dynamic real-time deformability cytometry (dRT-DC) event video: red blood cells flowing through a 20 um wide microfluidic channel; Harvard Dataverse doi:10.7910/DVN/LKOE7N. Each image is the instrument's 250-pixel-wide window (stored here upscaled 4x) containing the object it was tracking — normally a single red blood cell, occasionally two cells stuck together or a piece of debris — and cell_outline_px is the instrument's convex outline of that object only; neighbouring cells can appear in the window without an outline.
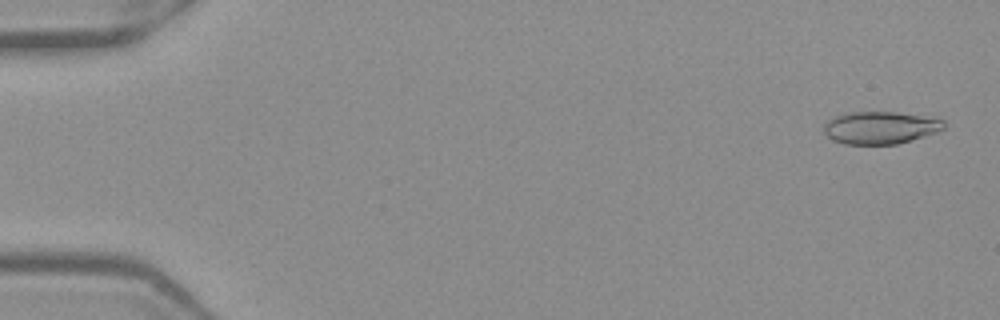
{"species": "Egyptian fruit bat (a non-hibernating species)", "species_latin": "Rousettus aegyptiacus", "temperature_condition": "warm", "stored_images_in_passage": 52, "camera_frame_rate_fps": 3000, "um_per_image_px": 0.085, "frame": {"image": 1, "passage_image": 2, "time_ms": 0.333, "image_size_px": [1000, 320], "cell_outline_px": [[944, 128], [936, 132], [912, 140], [896, 144], [844, 144], [832, 140], [824, 132], [824, 124], [832, 116], [844, 112], [896, 112], [944, 120]], "centroid_in_image_um": [74.76, 10.85], "position_along_channel_um": 10.2, "area_um2": 22.66}}
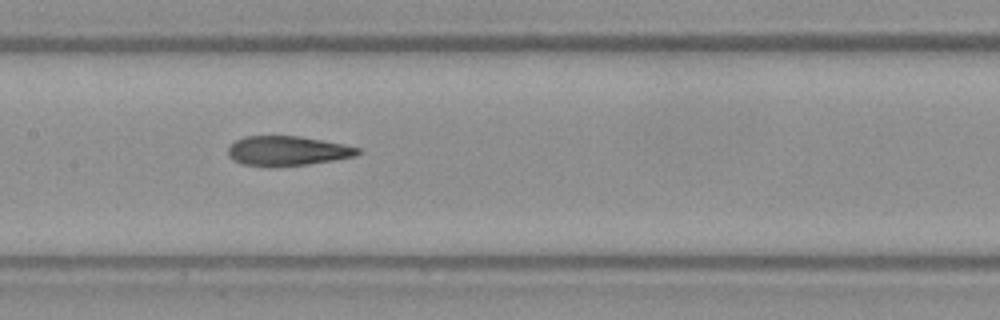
{"frame": {"image": 2, "passage_image": 26, "time_ms": 8.333, "image_size_px": [1000, 320], "cell_outline_px": [[364, 152], [356, 156], [308, 164], [268, 168], [240, 164], [232, 160], [228, 156], [228, 148], [236, 140], [244, 136], [300, 136], [344, 144], [360, 148]], "centroid_in_image_um": [24.41, 12.84], "position_along_channel_um": 183.0, "area_um2": 22.83}}
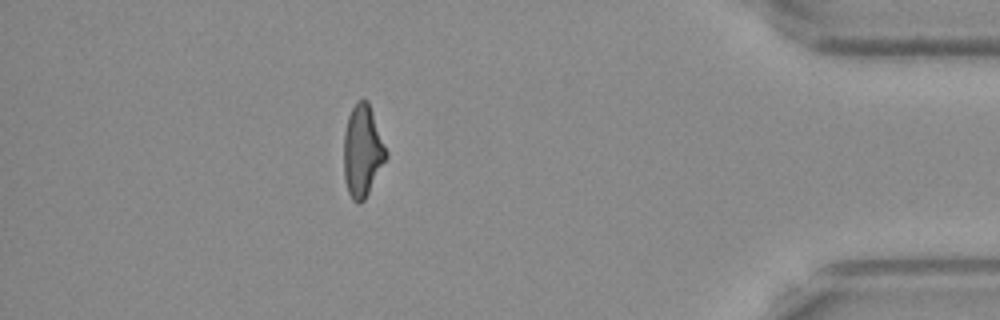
{"frame": {"image": 3, "passage_image": 46, "time_ms": 15.0, "image_size_px": [1000, 320], "cell_outline_px": [[388, 156], [364, 200], [360, 204], [356, 204], [352, 200], [348, 192], [344, 180], [344, 132], [348, 116], [356, 100], [368, 100], [388, 152]], "centroid_in_image_um": [30.81, 12.84], "position_along_channel_um": 404.4, "area_um2": 22.77}, "authors_computed_cell_mechanics": {"area_um2": 22.8888, "velocity_mm_per_s": 3.9615, "shape_relaxation_time_tau1_ms": null, "shape_relaxation_time_tau2_ms": 2.418, "deformation_change_tau1": null, "deformation_change_tau2": 0.1156}}